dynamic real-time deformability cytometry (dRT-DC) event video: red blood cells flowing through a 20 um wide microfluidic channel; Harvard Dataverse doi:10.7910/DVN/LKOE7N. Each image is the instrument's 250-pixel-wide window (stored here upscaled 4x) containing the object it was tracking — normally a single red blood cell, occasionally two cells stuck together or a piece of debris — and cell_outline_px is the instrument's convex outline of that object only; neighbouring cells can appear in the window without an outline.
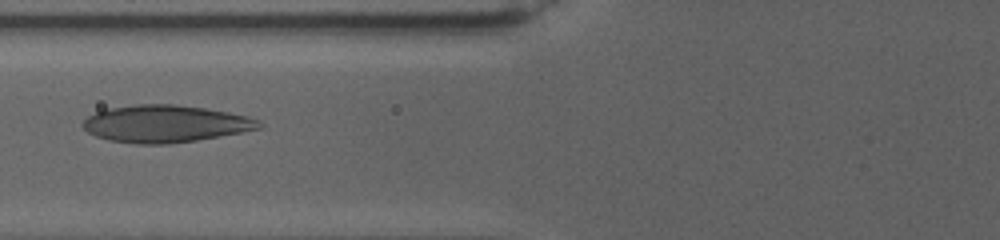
{"species": "human", "species_latin": "Homo sapiens", "temperature_condition": "warm", "stored_images_in_passage": 45, "camera_frame_rate_fps": 3000, "um_per_image_px": 0.085, "donor": {"sex": "female"}, "frame": {"image": 1, "passage_image": 20, "time_ms": 11.667, "image_size_px": [1000, 240], "cell_outline_px": [[260, 128], [240, 132], [196, 140], [168, 144], [136, 144], [112, 140], [96, 136], [88, 132], [84, 128], [84, 120], [88, 116], [96, 112], [112, 108], [136, 104], [176, 104], [204, 108], [228, 112], [260, 120]], "centroid_in_image_um": [14.04, 10.52], "position_along_channel_um": 111.8, "area_um2": 37.63}}
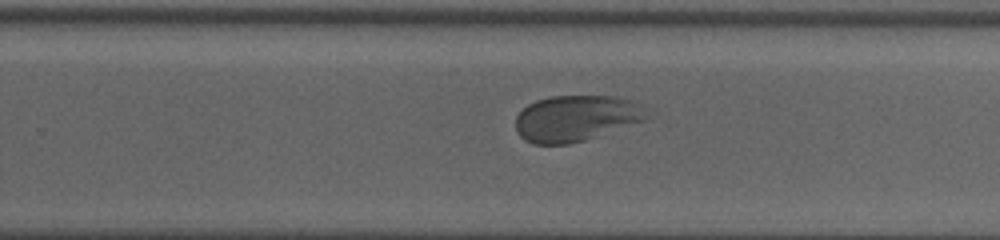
{"frame": {"image": 2, "passage_image": 31, "time_ms": 18.0, "image_size_px": [1000, 240], "cell_outline_px": [[648, 120], [584, 140], [568, 144], [532, 144], [524, 140], [516, 132], [516, 116], [528, 104], [536, 100], [552, 96], [612, 96], [628, 100], [640, 104], [648, 108]], "centroid_in_image_um": [48.98, 10.06], "position_along_channel_um": 280.8, "area_um2": 35.37}}
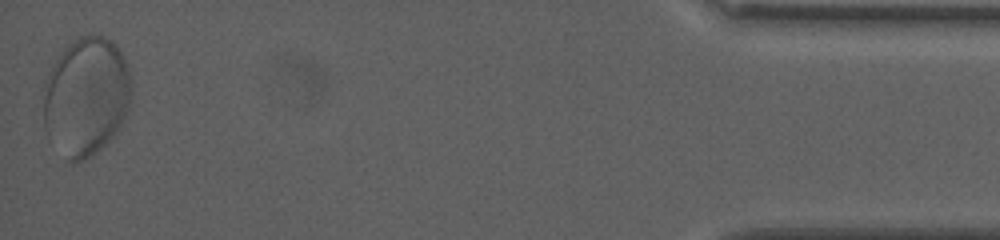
{"frame": {"image": 3, "passage_image": 45, "time_ms": 26.333, "image_size_px": [1000, 240], "cell_outline_px": [[128, 104], [120, 128], [92, 156], [84, 160], [72, 164], [68, 160], [44, 128], [40, 88], [48, 72], [60, 52], [72, 40], [84, 36], [104, 36], [112, 40], [116, 44], [124, 56], [128, 68]], "centroid_in_image_um": [7.24, 8.18], "position_along_channel_um": 428.0, "area_um2": 60.81}}